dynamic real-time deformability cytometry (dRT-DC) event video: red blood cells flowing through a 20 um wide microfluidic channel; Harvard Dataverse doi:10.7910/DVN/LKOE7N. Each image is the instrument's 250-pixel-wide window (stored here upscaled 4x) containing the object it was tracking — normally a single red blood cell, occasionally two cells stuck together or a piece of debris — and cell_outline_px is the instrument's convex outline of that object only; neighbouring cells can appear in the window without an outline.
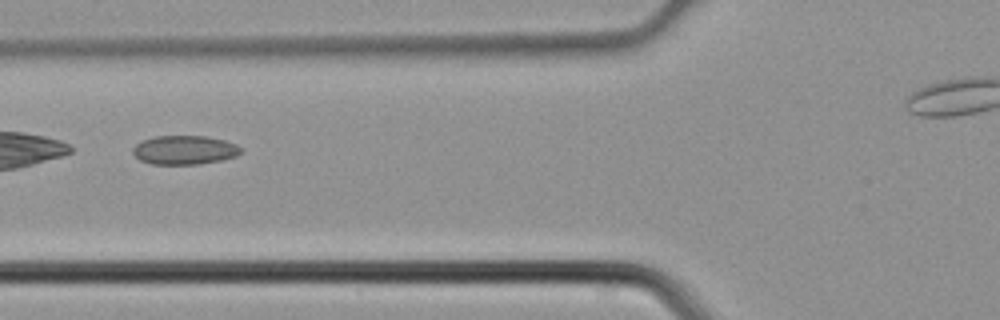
{"species": "common noctule bat (a hibernating species)", "species_latin": "Nyctalus noctula", "temperature_condition": "cold", "stored_images_in_passage": 2, "camera_frame_rate_fps": 3000, "um_per_image_px": 0.085, "animal": {"sex": "male", "body_mass_g": 21.5, "forearm_length_mm": 52.0}, "frame": {"image": 1, "passage_image": 2, "time_ms": 0.333, "image_size_px": [1000, 320], "cell_outline_px": [[244, 152], [236, 156], [224, 160], [200, 164], [152, 164], [140, 160], [132, 152], [132, 148], [140, 140], [156, 136], [208, 136], [224, 140], [236, 144], [244, 148]], "centroid_in_image_um": [15.73, 12.75], "position_along_channel_um": 110.1, "area_um2": 18.55}}